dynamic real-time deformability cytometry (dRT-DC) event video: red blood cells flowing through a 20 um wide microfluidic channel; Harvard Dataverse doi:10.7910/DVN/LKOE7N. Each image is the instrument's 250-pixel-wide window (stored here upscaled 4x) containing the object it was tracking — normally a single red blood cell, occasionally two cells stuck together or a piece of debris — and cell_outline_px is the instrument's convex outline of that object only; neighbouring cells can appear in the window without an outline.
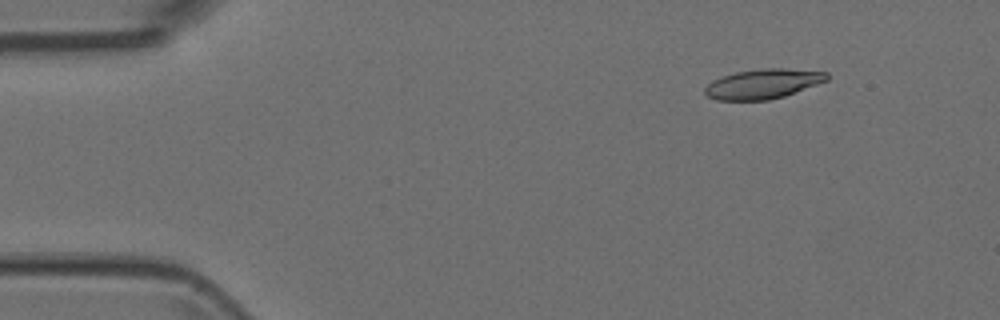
{"species": "Egyptian fruit bat (a non-hibernating species)", "species_latin": "Rousettus aegyptiacus", "temperature_condition": "room temperature", "stored_images_in_passage": 4, "camera_frame_rate_fps": 3000, "um_per_image_px": 0.085, "animal": {"sex": "female"}, "frame": {"image": 1, "passage_image": 2, "time_ms": 0.333, "image_size_px": [1000, 320], "cell_outline_px": [[828, 80], [784, 96], [768, 100], [716, 100], [708, 96], [704, 92], [704, 88], [712, 80], [736, 72], [764, 68], [784, 68], [828, 72]], "centroid_in_image_um": [64.85, 7.13], "position_along_channel_um": 20.1, "area_um2": 20.98}}
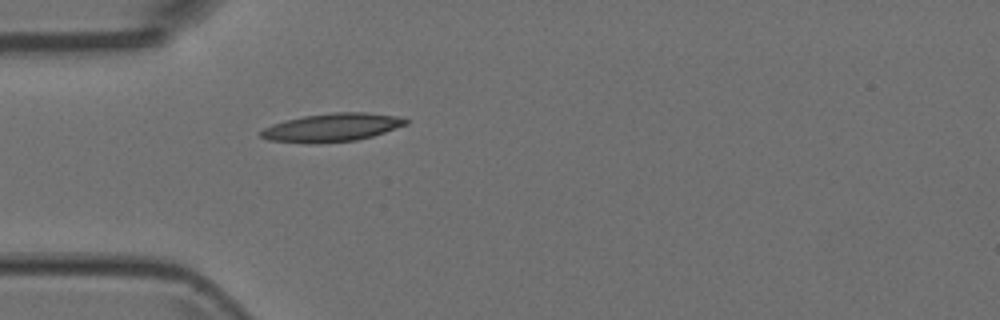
{"frame": {"image": 2, "passage_image": 4, "time_ms": 1.0, "image_size_px": [1000, 320], "cell_outline_px": [[408, 124], [372, 136], [356, 140], [316, 144], [268, 140], [260, 136], [256, 132], [272, 124], [304, 116], [336, 112], [364, 112], [396, 116], [408, 120]], "centroid_in_image_um": [28.18, 10.84], "position_along_channel_um": 56.8, "area_um2": 23.76}}